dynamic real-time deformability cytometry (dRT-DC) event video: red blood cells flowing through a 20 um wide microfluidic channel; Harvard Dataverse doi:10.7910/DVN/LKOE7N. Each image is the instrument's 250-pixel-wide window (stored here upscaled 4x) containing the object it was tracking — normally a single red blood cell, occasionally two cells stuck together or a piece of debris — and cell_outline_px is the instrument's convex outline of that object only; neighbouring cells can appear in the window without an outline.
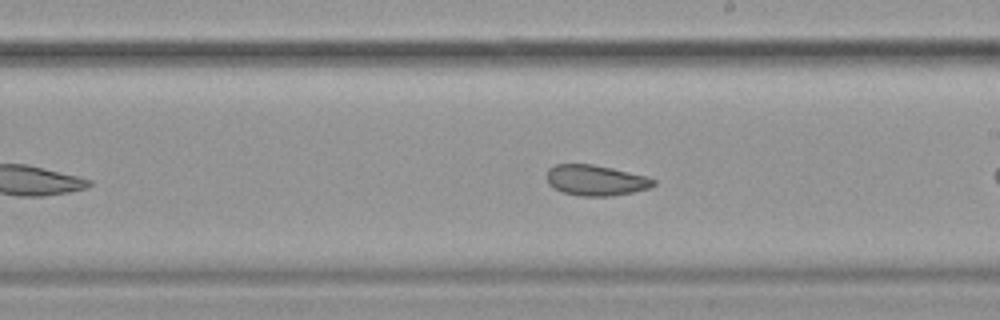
{"species": "common noctule bat (a hibernating species)", "species_latin": "Nyctalus noctula", "temperature_condition": "cold", "stored_images_in_passage": 30, "camera_frame_rate_fps": 3000, "um_per_image_px": 0.085, "animal": {"sex": "female", "body_mass_g": 19.9}, "frame": {"image": 1, "passage_image": 18, "time_ms": 5.667, "image_size_px": [1000, 320], "cell_outline_px": [[656, 184], [648, 188], [632, 192], [612, 196], [580, 196], [564, 192], [552, 188], [548, 184], [548, 168], [556, 164], [592, 164], [612, 168], [644, 176], [656, 180]], "centroid_in_image_um": [50.61, 15.33], "position_along_channel_um": 238.4, "area_um2": 18.9}}
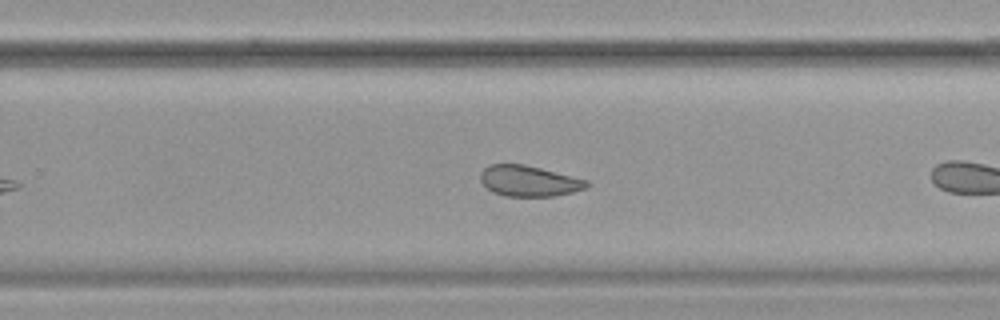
{"frame": {"image": 2, "passage_image": 22, "time_ms": 7.0, "image_size_px": [1000, 320], "cell_outline_px": [[588, 184], [584, 188], [572, 192], [552, 196], [504, 196], [492, 192], [480, 180], [480, 172], [488, 164], [524, 164], [588, 180]], "centroid_in_image_um": [44.91, 15.38], "position_along_channel_um": 284.9, "area_um2": 18.9}}